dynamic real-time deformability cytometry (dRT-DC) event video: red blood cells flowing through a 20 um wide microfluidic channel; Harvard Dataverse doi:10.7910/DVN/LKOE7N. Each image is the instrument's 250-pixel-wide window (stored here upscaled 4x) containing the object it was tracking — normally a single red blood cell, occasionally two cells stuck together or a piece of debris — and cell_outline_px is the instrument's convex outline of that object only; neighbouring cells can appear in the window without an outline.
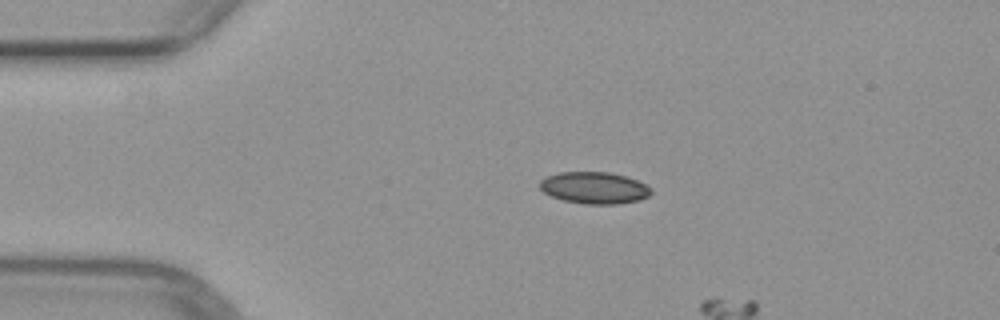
{"species": "common noctule bat (a hibernating species)", "species_latin": "Nyctalus noctula", "temperature_condition": "warm", "stored_images_in_passage": 5, "segment_of_instrument_passage": [1, 2], "camera_frame_rate_fps": 3000, "um_per_image_px": 0.085, "animal": {"sex": "female", "body_mass_g": 29.2, "forearm_length_mm": 56.3}, "frame": {"image": 1, "passage_image": 1, "time_ms": 0.0, "image_size_px": [1000, 320], "cell_outline_px": [[652, 192], [648, 196], [640, 200], [616, 204], [584, 204], [564, 200], [552, 196], [544, 192], [540, 188], [540, 180], [548, 176], [560, 172], [608, 172], [624, 176], [648, 184], [652, 188]], "centroid_in_image_um": [50.55, 15.97], "position_along_channel_um": 34.5, "area_um2": 20.58}}